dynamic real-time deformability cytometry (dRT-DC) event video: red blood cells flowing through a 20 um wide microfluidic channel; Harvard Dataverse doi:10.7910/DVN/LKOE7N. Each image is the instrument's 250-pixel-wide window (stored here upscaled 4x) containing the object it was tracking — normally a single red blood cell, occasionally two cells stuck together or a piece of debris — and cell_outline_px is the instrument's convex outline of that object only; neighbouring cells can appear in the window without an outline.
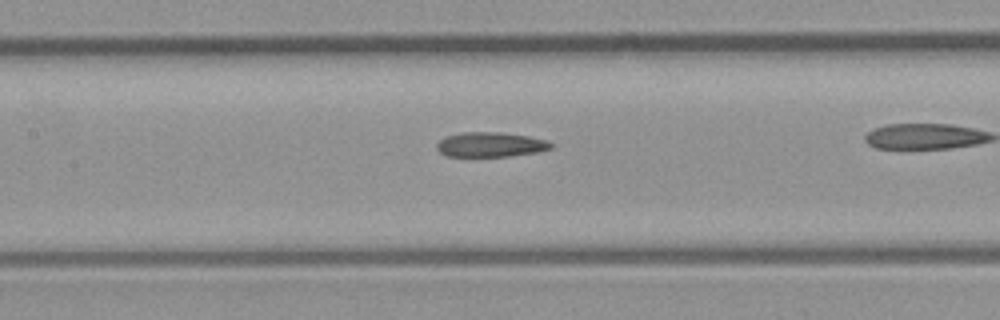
{"species": "common noctule bat (a hibernating species)", "species_latin": "Nyctalus noctula", "temperature_condition": "room temperature", "stored_images_in_passage": 27, "camera_frame_rate_fps": 3000, "um_per_image_px": 0.085, "animal": {"sex": "male", "body_mass_g": 23.1, "forearm_length_mm": 52.7}, "frame": {"image": 1, "passage_image": 12, "time_ms": 3.667, "image_size_px": [1000, 320], "cell_outline_px": [[552, 148], [536, 152], [508, 156], [448, 156], [440, 152], [436, 148], [436, 144], [444, 136], [460, 132], [500, 132], [528, 136], [548, 140], [552, 144]], "centroid_in_image_um": [41.67, 12.27], "position_along_channel_um": 165.7, "area_um2": 16.47}}
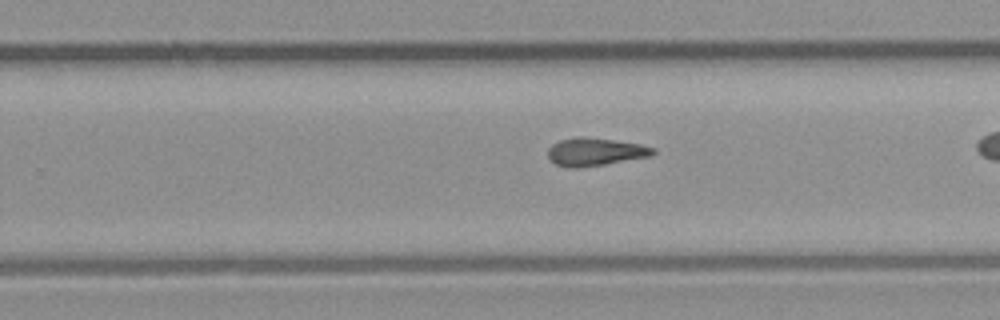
{"frame": {"image": 2, "passage_image": 20, "time_ms": 6.333, "image_size_px": [1000, 320], "cell_outline_px": [[656, 152], [652, 156], [604, 164], [576, 168], [568, 168], [556, 164], [548, 160], [548, 148], [552, 144], [560, 140], [580, 136], [584, 136], [640, 144], [656, 148]], "centroid_in_image_um": [50.57, 12.91], "position_along_channel_um": 279.2, "area_um2": 17.17}}
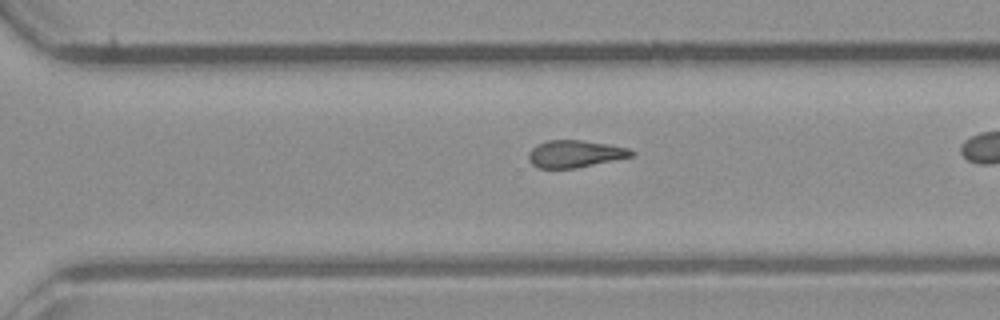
{"frame": {"image": 3, "passage_image": 23, "time_ms": 7.333, "image_size_px": [1000, 320], "cell_outline_px": [[636, 156], [576, 168], [536, 168], [528, 160], [528, 152], [536, 144], [548, 140], [584, 140], [608, 144], [628, 148], [636, 152]], "centroid_in_image_um": [48.89, 13.07], "position_along_channel_um": 321.7, "area_um2": 16.59}}